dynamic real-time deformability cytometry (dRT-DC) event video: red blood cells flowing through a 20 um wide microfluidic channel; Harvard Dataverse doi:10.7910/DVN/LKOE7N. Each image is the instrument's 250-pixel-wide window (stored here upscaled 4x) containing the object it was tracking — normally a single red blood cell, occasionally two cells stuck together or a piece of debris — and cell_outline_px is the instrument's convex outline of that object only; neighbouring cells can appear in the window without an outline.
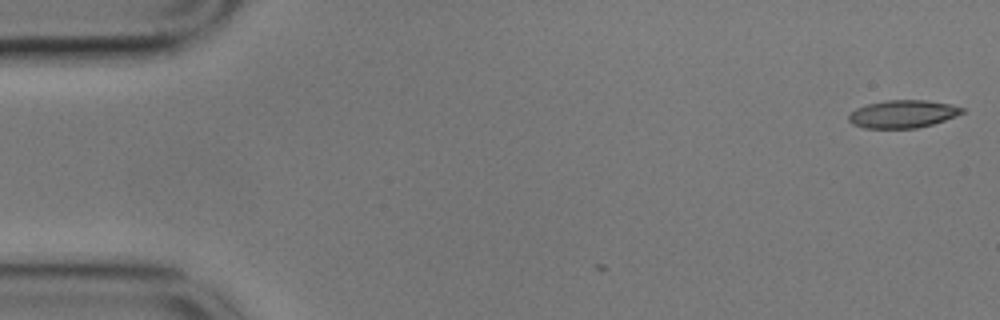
{"species": "common noctule bat (a hibernating species)", "species_latin": "Nyctalus noctula", "temperature_condition": "cold", "stored_images_in_passage": 4, "camera_frame_rate_fps": 3000, "um_per_image_px": 0.085, "animal": {"sex": "male", "body_mass_g": 17.9}, "frame": {"image": 1, "passage_image": 4, "time_ms": 1.0, "image_size_px": [1000, 320], "cell_outline_px": [[964, 112], [956, 116], [932, 124], [916, 128], [864, 128], [852, 124], [848, 120], [848, 116], [856, 108], [868, 104], [884, 100], [924, 100], [952, 104], [964, 108]], "centroid_in_image_um": [76.73, 9.68], "position_along_channel_um": 8.3, "area_um2": 18.32}}